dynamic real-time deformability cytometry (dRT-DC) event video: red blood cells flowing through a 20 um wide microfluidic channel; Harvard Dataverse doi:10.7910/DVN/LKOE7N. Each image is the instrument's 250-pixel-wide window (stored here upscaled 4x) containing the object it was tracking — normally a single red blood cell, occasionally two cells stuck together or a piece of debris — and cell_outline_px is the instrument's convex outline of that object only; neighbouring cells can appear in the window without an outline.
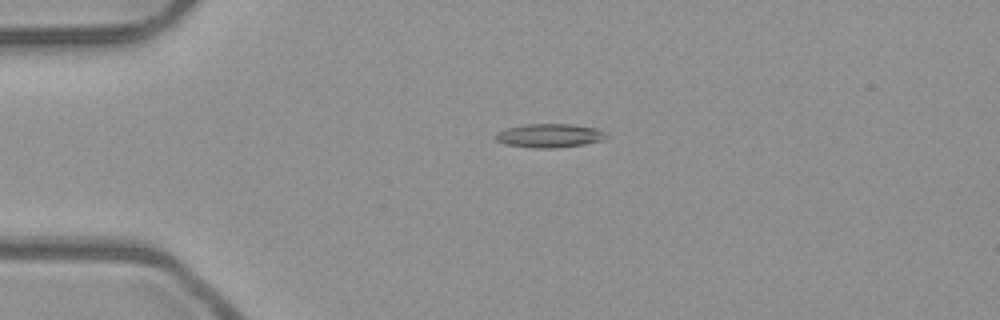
{"species": "common noctule bat (a hibernating species)", "species_latin": "Nyctalus noctula", "temperature_condition": "room temperature", "stored_images_in_passage": 5, "camera_frame_rate_fps": 3000, "um_per_image_px": 0.085, "animal": {"sex": "male", "body_mass_g": 23.1, "forearm_length_mm": 52.7}, "frame": {"image": 1, "passage_image": 3, "time_ms": 0.667, "image_size_px": [1000, 320], "cell_outline_px": [[608, 136], [604, 140], [584, 144], [556, 148], [532, 148], [504, 144], [496, 140], [496, 132], [504, 128], [524, 124], [572, 124], [596, 128], [604, 132]], "centroid_in_image_um": [46.68, 11.52], "position_along_channel_um": 38.3, "area_um2": 15.49}}
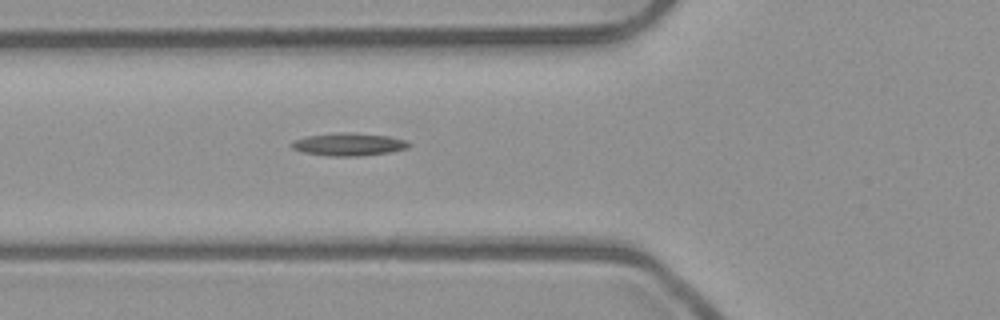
{"frame": {"image": 2, "passage_image": 5, "time_ms": 1.333, "image_size_px": [1000, 320], "cell_outline_px": [[412, 144], [408, 148], [388, 152], [360, 156], [328, 156], [304, 152], [292, 148], [288, 144], [292, 140], [308, 136], [340, 132], [348, 132], [388, 136], [404, 140]], "centroid_in_image_um": [29.6, 12.27], "position_along_channel_um": 96.2, "area_um2": 15.49}}